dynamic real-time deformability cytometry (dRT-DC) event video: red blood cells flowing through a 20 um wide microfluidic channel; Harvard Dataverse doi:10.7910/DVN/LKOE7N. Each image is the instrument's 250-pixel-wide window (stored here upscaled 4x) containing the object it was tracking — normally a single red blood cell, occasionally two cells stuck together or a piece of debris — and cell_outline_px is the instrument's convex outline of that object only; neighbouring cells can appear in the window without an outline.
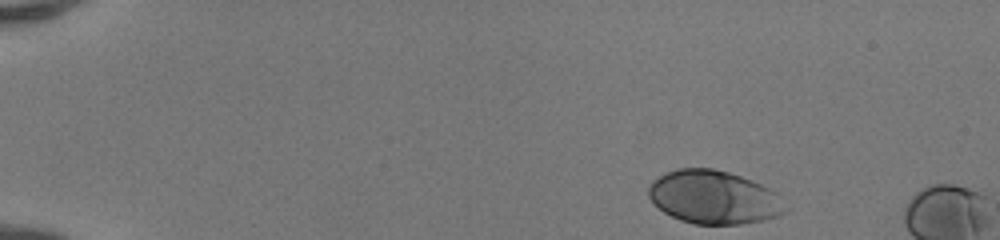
{"species": "human", "species_latin": "Homo sapiens", "temperature_condition": "room temperature", "stored_images_in_passage": 10, "camera_frame_rate_fps": 3000, "um_per_image_px": 0.085, "donor": {"sex": "female"}, "frame": {"image": 1, "passage_image": 1, "time_ms": 0.0, "image_size_px": [1000, 240], "cell_outline_px": [[788, 208], [784, 212], [776, 216], [764, 220], [740, 224], [692, 224], [680, 220], [664, 212], [652, 204], [648, 196], [648, 184], [652, 180], [676, 168], [712, 168], [728, 172], [752, 180], [776, 192]], "centroid_in_image_um": [60.64, 16.77], "position_along_channel_um": 24.4, "area_um2": 42.66}}